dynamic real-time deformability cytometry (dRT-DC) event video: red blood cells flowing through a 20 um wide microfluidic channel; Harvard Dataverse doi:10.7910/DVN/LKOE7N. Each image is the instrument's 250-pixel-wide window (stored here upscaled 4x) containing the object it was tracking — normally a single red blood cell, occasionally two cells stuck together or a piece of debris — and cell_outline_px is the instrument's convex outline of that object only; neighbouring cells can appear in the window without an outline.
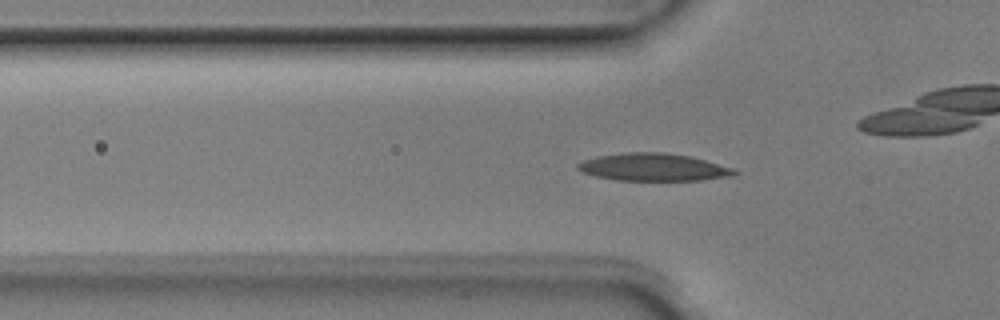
{"species": "Egyptian fruit bat (a non-hibernating species)", "species_latin": "Rousettus aegyptiacus", "temperature_condition": "room temperature", "stored_images_in_passage": 52, "camera_frame_rate_fps": 3000, "um_per_image_px": 0.085, "animal": {"sex": "male"}, "frame": {"image": 1, "passage_image": 16, "time_ms": 5.0, "image_size_px": [1000, 320], "cell_outline_px": [[740, 172], [732, 176], [700, 180], [616, 180], [596, 176], [584, 172], [576, 168], [576, 164], [580, 160], [596, 156], [624, 152], [664, 152], [692, 156], [732, 168]], "centroid_in_image_um": [55.51, 14.2], "position_along_channel_um": 70.3, "area_um2": 25.26}}
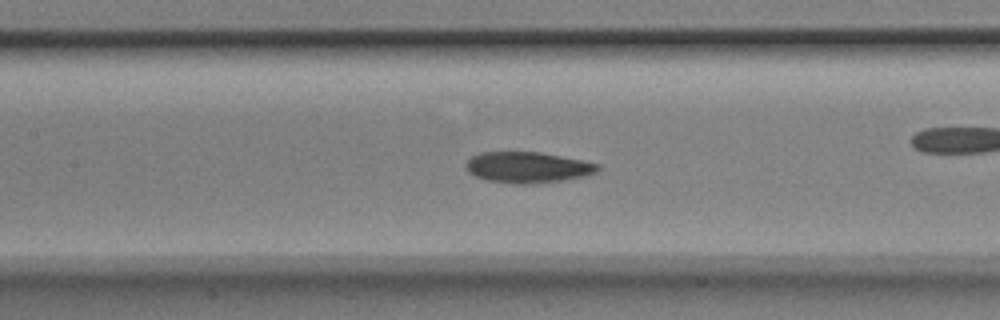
{"frame": {"image": 2, "passage_image": 23, "time_ms": 7.333, "image_size_px": [1000, 320], "cell_outline_px": [[600, 168], [596, 172], [584, 176], [564, 180], [528, 184], [512, 184], [488, 180], [476, 176], [468, 172], [464, 168], [464, 164], [472, 156], [480, 152], [540, 152], [600, 164]], "centroid_in_image_um": [44.82, 14.23], "position_along_channel_um": 162.6, "area_um2": 23.76}, "authors_computed_cell_mechanics": {"area_um2": 23.409, "velocity_mm_per_s": 3.9443, "shape_relaxation_time_tau1_ms": 4.1806, "shape_relaxation_time_tau2_ms": 3.0833, "deformation_change_tau1": 0.1491, "deformation_change_tau2": 0.0721}}